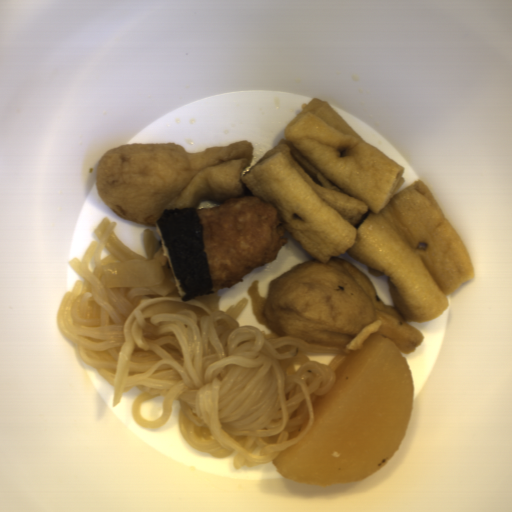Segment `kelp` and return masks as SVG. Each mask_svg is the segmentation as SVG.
<instances>
[{
  "label": "kelp",
  "mask_w": 512,
  "mask_h": 512,
  "mask_svg": "<svg viewBox=\"0 0 512 512\" xmlns=\"http://www.w3.org/2000/svg\"><path fill=\"white\" fill-rule=\"evenodd\" d=\"M156 223L174 275L186 293L181 299L188 302L192 298L216 293L212 290L208 254L204 251V224L196 208L165 209Z\"/></svg>",
  "instance_id": "kelp-1"
}]
</instances>
